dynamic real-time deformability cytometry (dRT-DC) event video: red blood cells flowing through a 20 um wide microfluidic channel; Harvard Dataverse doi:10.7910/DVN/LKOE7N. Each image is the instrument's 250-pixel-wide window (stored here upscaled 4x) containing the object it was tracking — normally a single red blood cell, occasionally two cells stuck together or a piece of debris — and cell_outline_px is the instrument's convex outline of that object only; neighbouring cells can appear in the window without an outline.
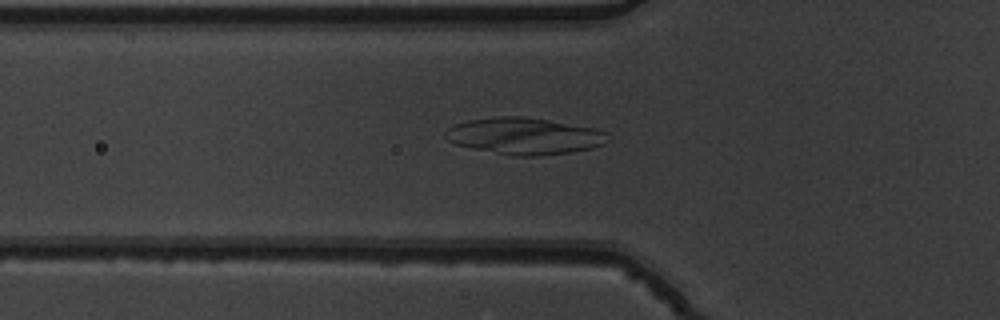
{"species": "common noctule bat (a hibernating species)", "species_latin": "Nyctalus noctula", "temperature_condition": "warm", "stored_images_in_passage": 37, "camera_frame_rate_fps": 3000, "um_per_image_px": 0.085, "animal": {"sex": "male", "body_mass_g": 19.5, "forearm_length_mm": 54.6}, "frame": {"image": 1, "passage_image": 3, "time_ms": 0.667, "image_size_px": [1000, 320], "cell_outline_px": [[608, 132], [604, 144], [592, 148], [572, 152], [540, 156], [512, 156], [456, 144], [448, 140], [444, 136], [444, 132], [448, 128], [456, 124], [468, 120], [496, 116], [524, 116], [596, 128]], "centroid_in_image_um": [44.58, 11.56], "position_along_channel_um": 81.2, "area_um2": 34.68}}
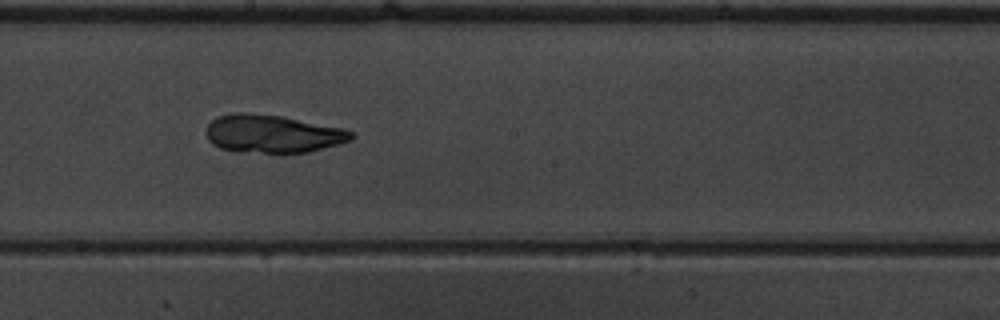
{"frame": {"image": 2, "passage_image": 14, "time_ms": 4.333, "image_size_px": [1000, 320], "cell_outline_px": [[356, 136], [352, 140], [340, 144], [308, 152], [236, 152], [220, 148], [212, 144], [208, 140], [204, 132], [208, 124], [216, 116], [232, 112], [248, 112], [280, 116], [344, 128], [352, 132]], "centroid_in_image_um": [23.13, 11.36], "position_along_channel_um": 225.1, "area_um2": 32.48}}
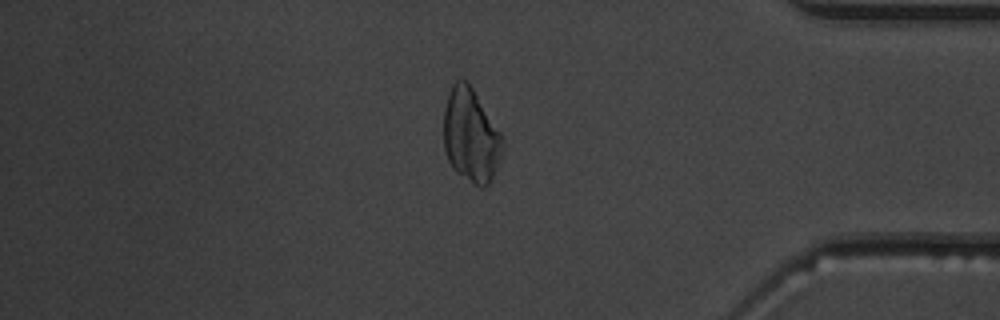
{"frame": {"image": 3, "passage_image": 29, "time_ms": 9.333, "image_size_px": [1000, 320], "cell_outline_px": [[504, 144], [500, 156], [492, 176], [488, 184], [484, 188], [480, 188], [456, 172], [452, 168], [448, 160], [444, 148], [444, 112], [448, 96], [452, 84], [456, 80], [468, 80], [500, 132]], "centroid_in_image_um": [40.0, 11.51], "position_along_channel_um": 395.2, "area_um2": 31.85}}